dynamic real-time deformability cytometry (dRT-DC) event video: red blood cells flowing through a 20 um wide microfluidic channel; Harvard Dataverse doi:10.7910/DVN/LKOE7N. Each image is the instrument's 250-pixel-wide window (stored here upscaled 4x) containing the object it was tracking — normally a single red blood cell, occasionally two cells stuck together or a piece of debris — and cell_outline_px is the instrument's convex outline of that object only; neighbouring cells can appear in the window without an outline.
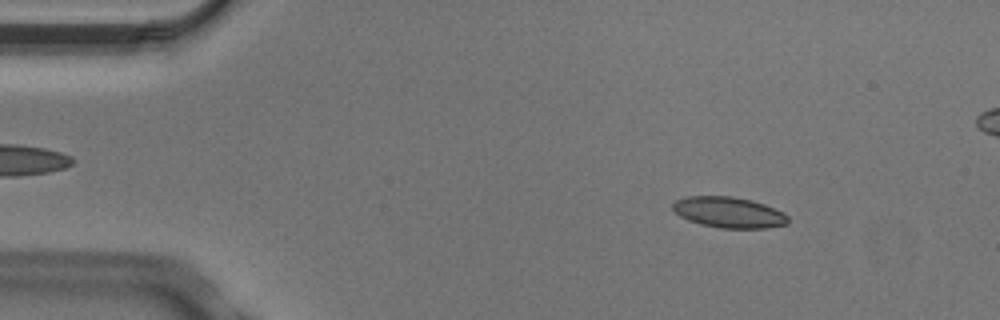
{"species": "Egyptian fruit bat (a non-hibernating species)", "species_latin": "Rousettus aegyptiacus", "temperature_condition": "cold", "stored_images_in_passage": 5, "camera_frame_rate_fps": 3000, "um_per_image_px": 0.085, "animal": {"sex": "male"}, "frame": {"image": 1, "passage_image": 2, "time_ms": 0.333, "image_size_px": [1000, 320], "cell_outline_px": [[788, 224], [768, 228], [720, 228], [700, 224], [688, 220], [680, 216], [672, 208], [672, 204], [676, 200], [688, 196], [732, 196], [752, 200], [764, 204], [784, 212], [788, 216]], "centroid_in_image_um": [61.97, 18.05], "position_along_channel_um": 23.0, "area_um2": 20.81}}